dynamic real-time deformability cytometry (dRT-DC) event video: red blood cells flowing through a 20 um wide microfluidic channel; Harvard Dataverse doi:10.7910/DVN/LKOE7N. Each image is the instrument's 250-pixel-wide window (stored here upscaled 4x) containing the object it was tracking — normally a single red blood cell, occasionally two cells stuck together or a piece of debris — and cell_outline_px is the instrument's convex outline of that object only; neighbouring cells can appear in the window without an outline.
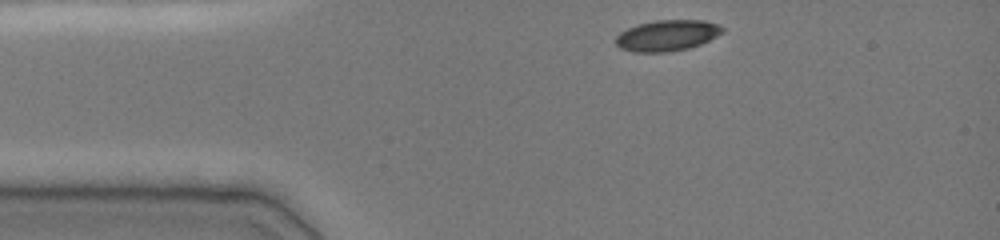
{"species": "common noctule bat (a hibernating species)", "species_latin": "Nyctalus noctula", "temperature_condition": "cold", "stored_images_in_passage": 7, "camera_frame_rate_fps": 3000, "um_per_image_px": 0.085, "animal": {"sex": "female", "body_mass_g": 19.0, "forearm_length_mm": 51.5}, "frame": {"image": 1, "passage_image": 1, "time_ms": 0.0, "image_size_px": [1000, 240], "cell_outline_px": [[724, 32], [700, 44], [688, 48], [668, 52], [632, 52], [620, 48], [616, 44], [616, 36], [620, 32], [636, 24], [656, 20], [704, 20], [716, 24], [724, 28]], "centroid_in_image_um": [56.68, 3.01], "position_along_channel_um": 28.3, "area_um2": 19.25}}
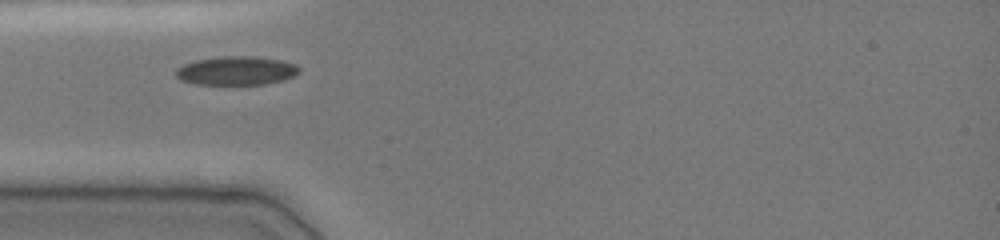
{"frame": {"image": 2, "passage_image": 4, "time_ms": 2.0, "image_size_px": [1000, 240], "cell_outline_px": [[300, 72], [284, 80], [264, 84], [196, 84], [180, 80], [176, 76], [176, 68], [184, 64], [196, 60], [224, 56], [256, 56], [284, 60], [296, 64], [300, 68]], "centroid_in_image_um": [20.12, 6.0], "position_along_channel_um": 64.9, "area_um2": 20.75}}
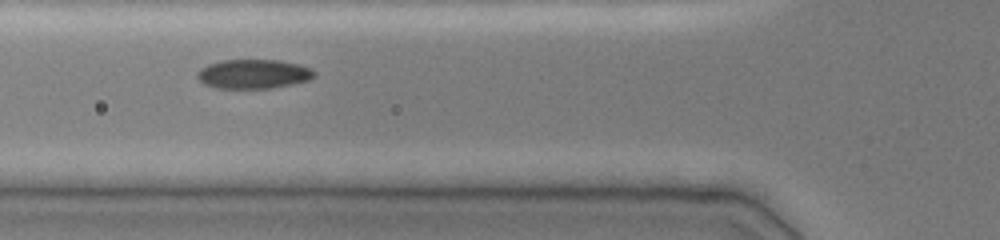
{"frame": {"image": 3, "passage_image": 5, "time_ms": 3.0, "image_size_px": [1000, 240], "cell_outline_px": [[316, 76], [308, 80], [292, 84], [272, 88], [216, 88], [204, 84], [196, 76], [196, 72], [200, 68], [208, 64], [224, 60], [276, 60], [300, 64], [316, 72]], "centroid_in_image_um": [21.53, 6.29], "position_along_channel_um": 104.3, "area_um2": 19.94}}